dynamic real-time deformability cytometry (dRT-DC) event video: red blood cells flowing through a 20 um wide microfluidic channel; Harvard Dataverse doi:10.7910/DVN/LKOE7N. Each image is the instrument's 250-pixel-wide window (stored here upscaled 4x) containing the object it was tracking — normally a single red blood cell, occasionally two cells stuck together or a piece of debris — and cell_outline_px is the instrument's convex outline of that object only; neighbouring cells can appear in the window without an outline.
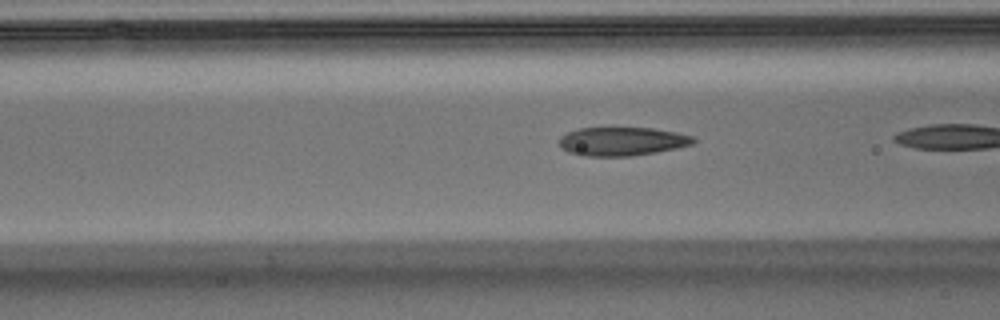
{"species": "Egyptian fruit bat (a non-hibernating species)", "species_latin": "Rousettus aegyptiacus", "temperature_condition": "warm", "stored_images_in_passage": 13, "camera_frame_rate_fps": 3000, "um_per_image_px": 0.085, "animal": {"sex": "male"}, "frame": {"image": 1, "passage_image": 6, "time_ms": 1.667, "image_size_px": [1000, 320], "cell_outline_px": [[696, 140], [692, 144], [676, 148], [656, 152], [632, 156], [584, 156], [568, 152], [560, 144], [560, 136], [568, 132], [580, 128], [652, 128], [676, 132], [692, 136]], "centroid_in_image_um": [52.88, 12.02], "position_along_channel_um": 113.7, "area_um2": 22.2}}